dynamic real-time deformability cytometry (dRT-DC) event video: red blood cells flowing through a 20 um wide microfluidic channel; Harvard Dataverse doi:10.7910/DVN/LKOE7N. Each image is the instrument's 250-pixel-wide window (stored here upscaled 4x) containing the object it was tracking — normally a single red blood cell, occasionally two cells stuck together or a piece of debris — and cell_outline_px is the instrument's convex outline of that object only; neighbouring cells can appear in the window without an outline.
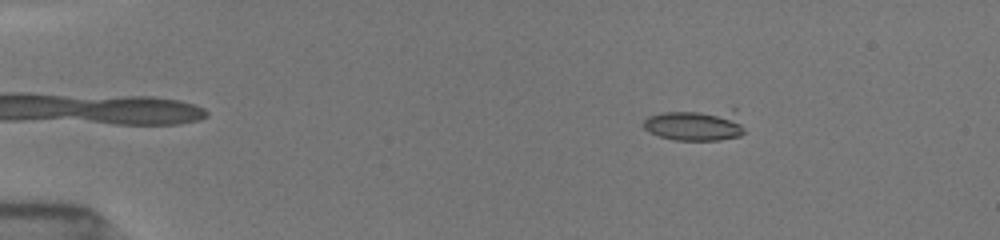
{"species": "common noctule bat (a hibernating species)", "species_latin": "Nyctalus noctula", "temperature_condition": "room temperature", "stored_images_in_passage": 71, "camera_frame_rate_fps": 3000, "um_per_image_px": 0.085, "animal": {"sex": "female", "body_mass_g": 19.5, "forearm_length_mm": 54.1}, "frame": {"image": 1, "passage_image": 13, "time_ms": 2.667, "image_size_px": [1000, 240], "cell_outline_px": [[744, 132], [740, 136], [716, 140], [676, 140], [660, 136], [644, 128], [644, 120], [648, 116], [664, 112], [732, 108], [736, 108], [744, 128]], "centroid_in_image_um": [59.2, 10.59], "position_along_channel_um": 25.8, "area_um2": 18.9}}
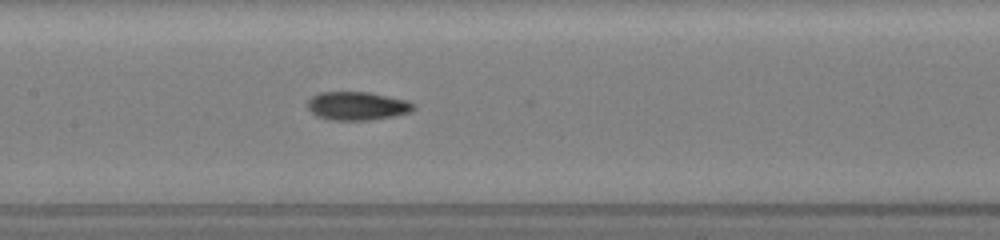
{"frame": {"image": 2, "passage_image": 41, "time_ms": 8.667, "image_size_px": [1000, 240], "cell_outline_px": [[416, 108], [408, 112], [392, 116], [368, 120], [332, 120], [316, 116], [308, 108], [308, 100], [312, 96], [320, 92], [368, 92], [408, 100]], "centroid_in_image_um": [30.33, 9.0], "position_along_channel_um": 177.1, "area_um2": 17.4}}
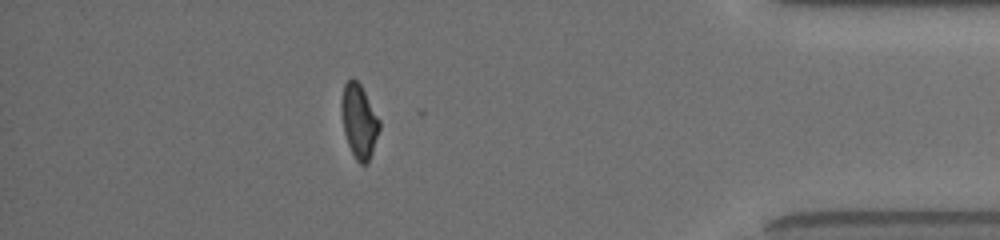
{"frame": {"image": 3, "passage_image": 70, "time_ms": 15.333, "image_size_px": [1000, 240], "cell_outline_px": [[380, 128], [368, 164], [360, 164], [356, 160], [348, 144], [344, 132], [340, 104], [344, 84], [352, 76], [360, 84], [380, 120]], "centroid_in_image_um": [30.51, 10.29], "position_along_channel_um": 404.7, "area_um2": 16.3}, "authors_computed_cell_mechanics": {"area_um2": 17.1088, "velocity_mm_per_s": 3.9603, "shape_relaxation_time_tau1_ms": 9.2887, "shape_relaxation_time_tau2_ms": 2.8273, "deformation_change_tau1": 0.2458, "deformation_change_tau2": 0.0872}}